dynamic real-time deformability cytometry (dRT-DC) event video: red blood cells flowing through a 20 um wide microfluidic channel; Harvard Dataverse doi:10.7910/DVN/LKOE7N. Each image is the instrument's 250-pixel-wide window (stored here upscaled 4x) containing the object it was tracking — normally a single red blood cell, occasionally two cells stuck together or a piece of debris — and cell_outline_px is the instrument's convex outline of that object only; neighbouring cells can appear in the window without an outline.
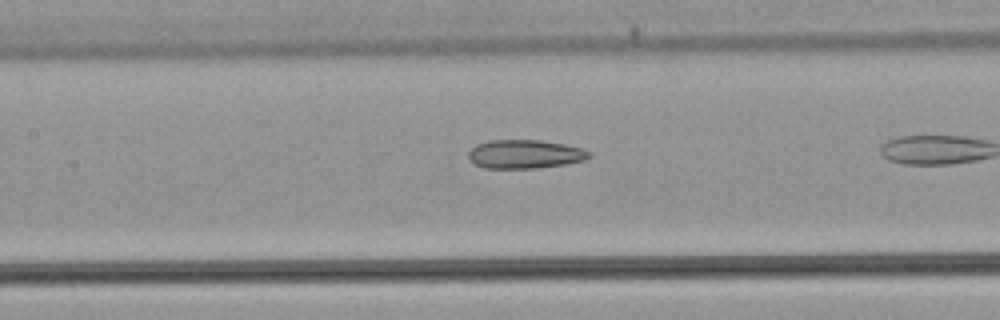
{"species": "common noctule bat (a hibernating species)", "species_latin": "Nyctalus noctula", "temperature_condition": "warm", "stored_images_in_passage": 26, "camera_frame_rate_fps": 3000, "um_per_image_px": 0.085, "animal": {"sex": "male", "body_mass_g": 21.5, "forearm_length_mm": 52.0}, "frame": {"image": 1, "passage_image": 15, "time_ms": 4.667, "image_size_px": [1000, 320], "cell_outline_px": [[592, 156], [584, 160], [564, 164], [536, 168], [484, 168], [476, 164], [468, 156], [468, 152], [476, 144], [488, 140], [540, 140], [564, 144], [580, 148], [588, 152]], "centroid_in_image_um": [44.59, 13.09], "position_along_channel_um": 162.8, "area_um2": 20.0}}